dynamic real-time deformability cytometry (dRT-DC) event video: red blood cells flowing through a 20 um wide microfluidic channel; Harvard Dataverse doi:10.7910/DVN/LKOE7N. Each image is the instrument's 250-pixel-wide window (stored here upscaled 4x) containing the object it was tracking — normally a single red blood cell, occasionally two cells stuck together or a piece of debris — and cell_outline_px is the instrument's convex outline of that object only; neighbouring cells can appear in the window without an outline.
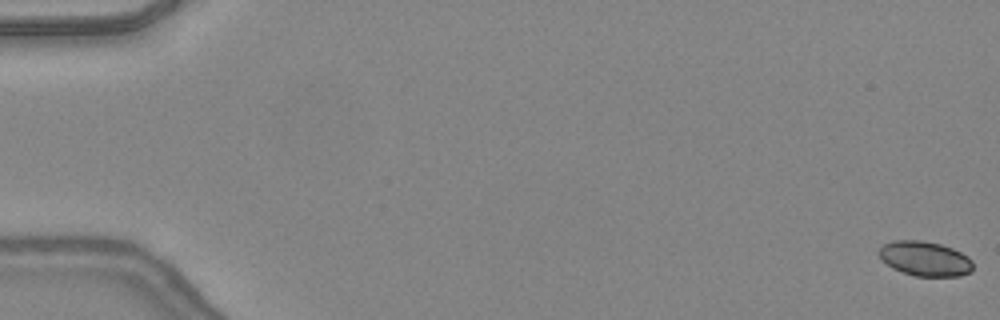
{"species": "common noctule bat (a hibernating species)", "species_latin": "Nyctalus noctula", "temperature_condition": "warm", "stored_images_in_passage": 49, "camera_frame_rate_fps": 3000, "um_per_image_px": 0.085, "animal": {"sex": "female", "body_mass_g": 24.6, "forearm_length_mm": 56.2}, "frame": {"image": 1, "passage_image": 1, "time_ms": 0.0, "image_size_px": [1000, 320], "cell_outline_px": [[972, 272], [960, 276], [916, 276], [892, 268], [880, 260], [880, 248], [884, 244], [892, 240], [920, 240], [940, 244], [952, 248], [968, 256], [972, 260]], "centroid_in_image_um": [78.63, 21.98], "position_along_channel_um": 6.4, "area_um2": 19.02}}
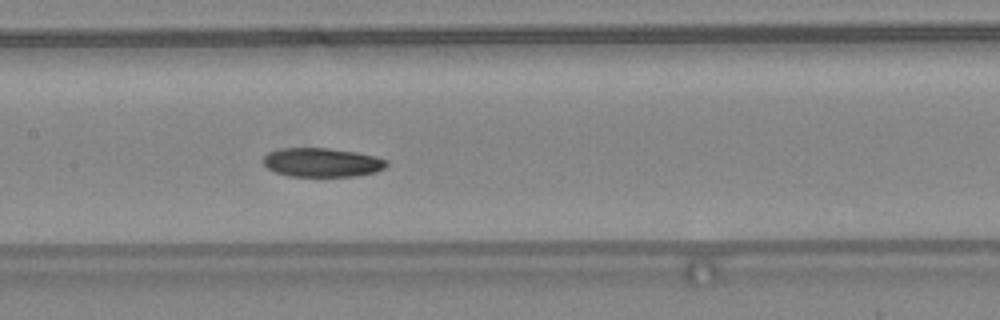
{"frame": {"image": 2, "passage_image": 25, "time_ms": 8.0, "image_size_px": [1000, 320], "cell_outline_px": [[388, 164], [384, 168], [376, 172], [356, 176], [288, 176], [276, 172], [268, 168], [264, 164], [264, 156], [268, 152], [280, 148], [328, 148], [356, 152], [376, 156], [388, 160]], "centroid_in_image_um": [27.39, 13.8], "position_along_channel_um": 180.0, "area_um2": 20.87}}
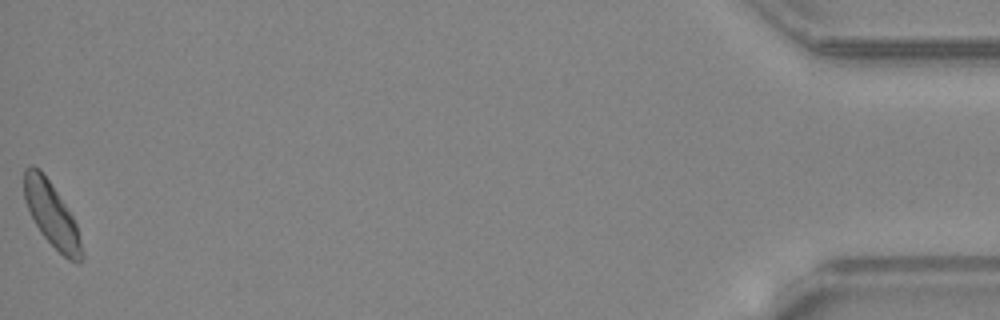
{"frame": {"image": 3, "passage_image": 49, "time_ms": 16.0, "image_size_px": [1000, 320], "cell_outline_px": [[84, 256], [80, 264], [76, 264], [68, 260], [40, 232], [24, 200], [24, 168], [28, 164], [32, 164], [40, 168], [72, 216], [76, 224], [84, 252]], "centroid_in_image_um": [4.4, 18.25], "position_along_channel_um": 430.8, "area_um2": 21.39}, "authors_computed_cell_mechanics": {"area_um2": 21.2704, "velocity_mm_per_s": 4.3471, "shape_relaxation_time_tau1_ms": 2.6842, "shape_relaxation_time_tau2_ms": 7.3115, "deformation_change_tau1": 0.1358, "deformation_change_tau2": 0.1221}}